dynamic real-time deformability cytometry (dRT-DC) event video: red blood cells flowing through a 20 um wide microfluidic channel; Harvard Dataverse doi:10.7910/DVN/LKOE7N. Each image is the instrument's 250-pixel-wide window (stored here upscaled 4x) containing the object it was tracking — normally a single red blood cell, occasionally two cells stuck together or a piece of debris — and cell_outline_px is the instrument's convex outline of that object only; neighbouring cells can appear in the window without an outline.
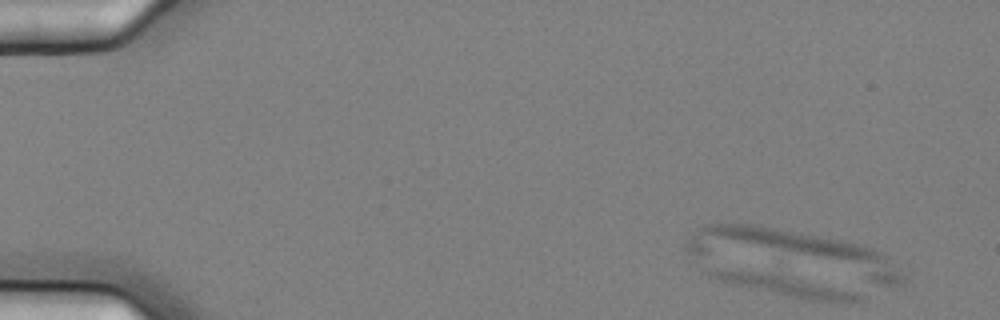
{"species": "common noctule bat (a hibernating species)", "species_latin": "Nyctalus noctula", "temperature_condition": "cold", "stored_images_in_passage": 5, "camera_frame_rate_fps": 3000, "um_per_image_px": 0.085, "animal": {"sex": "female", "body_mass_g": 25.1}, "frame": {"image": 1, "passage_image": 1, "time_ms": 0.0, "image_size_px": [1000, 320], "cell_outline_px": [[860, 300], [852, 304], [808, 300], [728, 284], [716, 280], [708, 276], [704, 272], [776, 272], [852, 292], [860, 296]], "centroid_in_image_um": [66.82, 24.33], "position_along_channel_um": 18.2, "area_um2": 17.34}}